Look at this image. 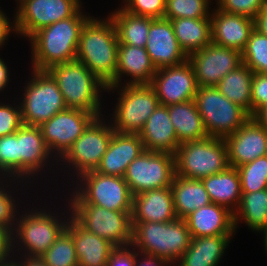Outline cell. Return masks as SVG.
<instances>
[{
  "label": "cell",
  "instance_id": "cell-52",
  "mask_svg": "<svg viewBox=\"0 0 267 266\" xmlns=\"http://www.w3.org/2000/svg\"><path fill=\"white\" fill-rule=\"evenodd\" d=\"M9 70L7 68L6 63L0 58V92L3 91L6 86H8L9 82Z\"/></svg>",
  "mask_w": 267,
  "mask_h": 266
},
{
  "label": "cell",
  "instance_id": "cell-43",
  "mask_svg": "<svg viewBox=\"0 0 267 266\" xmlns=\"http://www.w3.org/2000/svg\"><path fill=\"white\" fill-rule=\"evenodd\" d=\"M215 2L221 11L254 19L262 9L263 0H215Z\"/></svg>",
  "mask_w": 267,
  "mask_h": 266
},
{
  "label": "cell",
  "instance_id": "cell-38",
  "mask_svg": "<svg viewBox=\"0 0 267 266\" xmlns=\"http://www.w3.org/2000/svg\"><path fill=\"white\" fill-rule=\"evenodd\" d=\"M241 55L242 63L254 73L267 74V36L253 30Z\"/></svg>",
  "mask_w": 267,
  "mask_h": 266
},
{
  "label": "cell",
  "instance_id": "cell-30",
  "mask_svg": "<svg viewBox=\"0 0 267 266\" xmlns=\"http://www.w3.org/2000/svg\"><path fill=\"white\" fill-rule=\"evenodd\" d=\"M171 189L177 218L185 219L195 210L212 203L202 180L175 175Z\"/></svg>",
  "mask_w": 267,
  "mask_h": 266
},
{
  "label": "cell",
  "instance_id": "cell-6",
  "mask_svg": "<svg viewBox=\"0 0 267 266\" xmlns=\"http://www.w3.org/2000/svg\"><path fill=\"white\" fill-rule=\"evenodd\" d=\"M68 205H96L111 211H132L133 194L124 177L90 171L79 176ZM80 184V185H79Z\"/></svg>",
  "mask_w": 267,
  "mask_h": 266
},
{
  "label": "cell",
  "instance_id": "cell-13",
  "mask_svg": "<svg viewBox=\"0 0 267 266\" xmlns=\"http://www.w3.org/2000/svg\"><path fill=\"white\" fill-rule=\"evenodd\" d=\"M174 176V154L144 150L129 164L124 180L134 196L147 190L171 187Z\"/></svg>",
  "mask_w": 267,
  "mask_h": 266
},
{
  "label": "cell",
  "instance_id": "cell-19",
  "mask_svg": "<svg viewBox=\"0 0 267 266\" xmlns=\"http://www.w3.org/2000/svg\"><path fill=\"white\" fill-rule=\"evenodd\" d=\"M55 156L51 154L43 139L39 126L23 124L18 129V179L28 183L29 178L35 179L40 170L45 171L48 163ZM50 159V160H49ZM46 165V166H45ZM45 166V167H44ZM44 168V170H43ZM27 178V179H26Z\"/></svg>",
  "mask_w": 267,
  "mask_h": 266
},
{
  "label": "cell",
  "instance_id": "cell-37",
  "mask_svg": "<svg viewBox=\"0 0 267 266\" xmlns=\"http://www.w3.org/2000/svg\"><path fill=\"white\" fill-rule=\"evenodd\" d=\"M241 183V192H257L267 188V155L236 168Z\"/></svg>",
  "mask_w": 267,
  "mask_h": 266
},
{
  "label": "cell",
  "instance_id": "cell-26",
  "mask_svg": "<svg viewBox=\"0 0 267 266\" xmlns=\"http://www.w3.org/2000/svg\"><path fill=\"white\" fill-rule=\"evenodd\" d=\"M70 214L66 229L73 236L78 266H106L115 246L109 241L89 232Z\"/></svg>",
  "mask_w": 267,
  "mask_h": 266
},
{
  "label": "cell",
  "instance_id": "cell-27",
  "mask_svg": "<svg viewBox=\"0 0 267 266\" xmlns=\"http://www.w3.org/2000/svg\"><path fill=\"white\" fill-rule=\"evenodd\" d=\"M139 136L147 151L175 154L180 145L166 105L159 104L145 122Z\"/></svg>",
  "mask_w": 267,
  "mask_h": 266
},
{
  "label": "cell",
  "instance_id": "cell-35",
  "mask_svg": "<svg viewBox=\"0 0 267 266\" xmlns=\"http://www.w3.org/2000/svg\"><path fill=\"white\" fill-rule=\"evenodd\" d=\"M245 221L251 230L262 232L267 226V188L257 192L242 193L234 212L235 229L239 220Z\"/></svg>",
  "mask_w": 267,
  "mask_h": 266
},
{
  "label": "cell",
  "instance_id": "cell-21",
  "mask_svg": "<svg viewBox=\"0 0 267 266\" xmlns=\"http://www.w3.org/2000/svg\"><path fill=\"white\" fill-rule=\"evenodd\" d=\"M212 43L242 52L254 30V20L216 8L210 15Z\"/></svg>",
  "mask_w": 267,
  "mask_h": 266
},
{
  "label": "cell",
  "instance_id": "cell-11",
  "mask_svg": "<svg viewBox=\"0 0 267 266\" xmlns=\"http://www.w3.org/2000/svg\"><path fill=\"white\" fill-rule=\"evenodd\" d=\"M102 118L96 117L58 160L63 162L61 165H66L65 168L73 170L77 178L84 173L95 171L107 151L115 130L112 124H107L105 118Z\"/></svg>",
  "mask_w": 267,
  "mask_h": 266
},
{
  "label": "cell",
  "instance_id": "cell-16",
  "mask_svg": "<svg viewBox=\"0 0 267 266\" xmlns=\"http://www.w3.org/2000/svg\"><path fill=\"white\" fill-rule=\"evenodd\" d=\"M198 87L216 86L230 71L242 64L241 52L211 43L188 56Z\"/></svg>",
  "mask_w": 267,
  "mask_h": 266
},
{
  "label": "cell",
  "instance_id": "cell-3",
  "mask_svg": "<svg viewBox=\"0 0 267 266\" xmlns=\"http://www.w3.org/2000/svg\"><path fill=\"white\" fill-rule=\"evenodd\" d=\"M132 247L176 264L188 249L191 235L185 219L170 222H132ZM174 262V263H173Z\"/></svg>",
  "mask_w": 267,
  "mask_h": 266
},
{
  "label": "cell",
  "instance_id": "cell-55",
  "mask_svg": "<svg viewBox=\"0 0 267 266\" xmlns=\"http://www.w3.org/2000/svg\"><path fill=\"white\" fill-rule=\"evenodd\" d=\"M262 232L264 234V246H265V251H266V254H267V226Z\"/></svg>",
  "mask_w": 267,
  "mask_h": 266
},
{
  "label": "cell",
  "instance_id": "cell-5",
  "mask_svg": "<svg viewBox=\"0 0 267 266\" xmlns=\"http://www.w3.org/2000/svg\"><path fill=\"white\" fill-rule=\"evenodd\" d=\"M35 209L28 213L25 211V214L18 217L15 229L10 235V253H13L10 255H16V251L20 255L23 249L25 252L22 254L25 256L41 257L66 228L70 216L61 218L58 214ZM17 245L21 247L18 248Z\"/></svg>",
  "mask_w": 267,
  "mask_h": 266
},
{
  "label": "cell",
  "instance_id": "cell-12",
  "mask_svg": "<svg viewBox=\"0 0 267 266\" xmlns=\"http://www.w3.org/2000/svg\"><path fill=\"white\" fill-rule=\"evenodd\" d=\"M68 208L81 226L115 247L132 243V211H111L96 205H69Z\"/></svg>",
  "mask_w": 267,
  "mask_h": 266
},
{
  "label": "cell",
  "instance_id": "cell-10",
  "mask_svg": "<svg viewBox=\"0 0 267 266\" xmlns=\"http://www.w3.org/2000/svg\"><path fill=\"white\" fill-rule=\"evenodd\" d=\"M121 87L122 85L107 87V91H121L111 118L113 129L119 133L139 134L145 122L159 106V99L150 85L124 83Z\"/></svg>",
  "mask_w": 267,
  "mask_h": 266
},
{
  "label": "cell",
  "instance_id": "cell-40",
  "mask_svg": "<svg viewBox=\"0 0 267 266\" xmlns=\"http://www.w3.org/2000/svg\"><path fill=\"white\" fill-rule=\"evenodd\" d=\"M0 175L18 180V130L0 137Z\"/></svg>",
  "mask_w": 267,
  "mask_h": 266
},
{
  "label": "cell",
  "instance_id": "cell-36",
  "mask_svg": "<svg viewBox=\"0 0 267 266\" xmlns=\"http://www.w3.org/2000/svg\"><path fill=\"white\" fill-rule=\"evenodd\" d=\"M41 258L47 266H78L71 233L65 228Z\"/></svg>",
  "mask_w": 267,
  "mask_h": 266
},
{
  "label": "cell",
  "instance_id": "cell-18",
  "mask_svg": "<svg viewBox=\"0 0 267 266\" xmlns=\"http://www.w3.org/2000/svg\"><path fill=\"white\" fill-rule=\"evenodd\" d=\"M230 167L237 168L267 155V129L250 117L236 132L224 138Z\"/></svg>",
  "mask_w": 267,
  "mask_h": 266
},
{
  "label": "cell",
  "instance_id": "cell-32",
  "mask_svg": "<svg viewBox=\"0 0 267 266\" xmlns=\"http://www.w3.org/2000/svg\"><path fill=\"white\" fill-rule=\"evenodd\" d=\"M170 21L176 39L187 56L212 43L210 18H175Z\"/></svg>",
  "mask_w": 267,
  "mask_h": 266
},
{
  "label": "cell",
  "instance_id": "cell-48",
  "mask_svg": "<svg viewBox=\"0 0 267 266\" xmlns=\"http://www.w3.org/2000/svg\"><path fill=\"white\" fill-rule=\"evenodd\" d=\"M253 20L254 30L262 35L267 36V0H263L262 9Z\"/></svg>",
  "mask_w": 267,
  "mask_h": 266
},
{
  "label": "cell",
  "instance_id": "cell-39",
  "mask_svg": "<svg viewBox=\"0 0 267 266\" xmlns=\"http://www.w3.org/2000/svg\"><path fill=\"white\" fill-rule=\"evenodd\" d=\"M210 0H166L164 19L210 18ZM209 11V12H208Z\"/></svg>",
  "mask_w": 267,
  "mask_h": 266
},
{
  "label": "cell",
  "instance_id": "cell-33",
  "mask_svg": "<svg viewBox=\"0 0 267 266\" xmlns=\"http://www.w3.org/2000/svg\"><path fill=\"white\" fill-rule=\"evenodd\" d=\"M254 72L242 63L227 73L215 86L231 102L239 105L252 117L251 86Z\"/></svg>",
  "mask_w": 267,
  "mask_h": 266
},
{
  "label": "cell",
  "instance_id": "cell-45",
  "mask_svg": "<svg viewBox=\"0 0 267 266\" xmlns=\"http://www.w3.org/2000/svg\"><path fill=\"white\" fill-rule=\"evenodd\" d=\"M252 116L267 105V74L254 73L251 86Z\"/></svg>",
  "mask_w": 267,
  "mask_h": 266
},
{
  "label": "cell",
  "instance_id": "cell-50",
  "mask_svg": "<svg viewBox=\"0 0 267 266\" xmlns=\"http://www.w3.org/2000/svg\"><path fill=\"white\" fill-rule=\"evenodd\" d=\"M10 235L0 228V264L10 256Z\"/></svg>",
  "mask_w": 267,
  "mask_h": 266
},
{
  "label": "cell",
  "instance_id": "cell-1",
  "mask_svg": "<svg viewBox=\"0 0 267 266\" xmlns=\"http://www.w3.org/2000/svg\"><path fill=\"white\" fill-rule=\"evenodd\" d=\"M81 10L67 19L41 28L29 38L32 69L46 71L51 66L76 60L82 26L91 17Z\"/></svg>",
  "mask_w": 267,
  "mask_h": 266
},
{
  "label": "cell",
  "instance_id": "cell-20",
  "mask_svg": "<svg viewBox=\"0 0 267 266\" xmlns=\"http://www.w3.org/2000/svg\"><path fill=\"white\" fill-rule=\"evenodd\" d=\"M147 39L145 49L157 70L181 64L188 59L180 47L172 23L168 19H154L150 25Z\"/></svg>",
  "mask_w": 267,
  "mask_h": 266
},
{
  "label": "cell",
  "instance_id": "cell-23",
  "mask_svg": "<svg viewBox=\"0 0 267 266\" xmlns=\"http://www.w3.org/2000/svg\"><path fill=\"white\" fill-rule=\"evenodd\" d=\"M156 71L145 47L119 44L116 76L107 87L120 85L124 74L131 77L126 85H150Z\"/></svg>",
  "mask_w": 267,
  "mask_h": 266
},
{
  "label": "cell",
  "instance_id": "cell-22",
  "mask_svg": "<svg viewBox=\"0 0 267 266\" xmlns=\"http://www.w3.org/2000/svg\"><path fill=\"white\" fill-rule=\"evenodd\" d=\"M139 134L114 131L96 172L124 177L129 164L144 151Z\"/></svg>",
  "mask_w": 267,
  "mask_h": 266
},
{
  "label": "cell",
  "instance_id": "cell-54",
  "mask_svg": "<svg viewBox=\"0 0 267 266\" xmlns=\"http://www.w3.org/2000/svg\"><path fill=\"white\" fill-rule=\"evenodd\" d=\"M8 259L0 264V266H19V264L14 260V255H10ZM13 257V258H12ZM11 258V259H10Z\"/></svg>",
  "mask_w": 267,
  "mask_h": 266
},
{
  "label": "cell",
  "instance_id": "cell-53",
  "mask_svg": "<svg viewBox=\"0 0 267 266\" xmlns=\"http://www.w3.org/2000/svg\"><path fill=\"white\" fill-rule=\"evenodd\" d=\"M261 126L267 129V105L260 108L253 116H252Z\"/></svg>",
  "mask_w": 267,
  "mask_h": 266
},
{
  "label": "cell",
  "instance_id": "cell-47",
  "mask_svg": "<svg viewBox=\"0 0 267 266\" xmlns=\"http://www.w3.org/2000/svg\"><path fill=\"white\" fill-rule=\"evenodd\" d=\"M9 20L5 12L0 8V48L7 42L8 36L12 31L17 33L15 21L12 24Z\"/></svg>",
  "mask_w": 267,
  "mask_h": 266
},
{
  "label": "cell",
  "instance_id": "cell-15",
  "mask_svg": "<svg viewBox=\"0 0 267 266\" xmlns=\"http://www.w3.org/2000/svg\"><path fill=\"white\" fill-rule=\"evenodd\" d=\"M95 118L96 116L93 113L67 108L39 126L45 144L50 152L54 154L56 162Z\"/></svg>",
  "mask_w": 267,
  "mask_h": 266
},
{
  "label": "cell",
  "instance_id": "cell-41",
  "mask_svg": "<svg viewBox=\"0 0 267 266\" xmlns=\"http://www.w3.org/2000/svg\"><path fill=\"white\" fill-rule=\"evenodd\" d=\"M9 180V181H8ZM13 183H12V181ZM4 181L7 183L6 185H4ZM3 182V183H2ZM12 184H16L20 185L21 182L23 183V181L21 180H17L16 179H9V178H5V180L1 181L0 178V228L3 229L5 232H7L9 235H11L15 229L16 226V222L17 221V217L16 215H18L15 212H18L19 210H17V204L16 203V198H14L12 195L13 193L10 191H8L5 187H9L8 184L9 183ZM15 182V183H14ZM20 183V184H18ZM3 185V187H2ZM13 225V226H12Z\"/></svg>",
  "mask_w": 267,
  "mask_h": 266
},
{
  "label": "cell",
  "instance_id": "cell-9",
  "mask_svg": "<svg viewBox=\"0 0 267 266\" xmlns=\"http://www.w3.org/2000/svg\"><path fill=\"white\" fill-rule=\"evenodd\" d=\"M32 75L19 105L23 124L40 126L67 107L57 82L47 71L33 69Z\"/></svg>",
  "mask_w": 267,
  "mask_h": 266
},
{
  "label": "cell",
  "instance_id": "cell-2",
  "mask_svg": "<svg viewBox=\"0 0 267 266\" xmlns=\"http://www.w3.org/2000/svg\"><path fill=\"white\" fill-rule=\"evenodd\" d=\"M92 17L82 26L76 60L108 86L116 76L119 45L117 31L110 17L106 20Z\"/></svg>",
  "mask_w": 267,
  "mask_h": 266
},
{
  "label": "cell",
  "instance_id": "cell-46",
  "mask_svg": "<svg viewBox=\"0 0 267 266\" xmlns=\"http://www.w3.org/2000/svg\"><path fill=\"white\" fill-rule=\"evenodd\" d=\"M132 245L115 247L108 258L106 266H135L136 248Z\"/></svg>",
  "mask_w": 267,
  "mask_h": 266
},
{
  "label": "cell",
  "instance_id": "cell-44",
  "mask_svg": "<svg viewBox=\"0 0 267 266\" xmlns=\"http://www.w3.org/2000/svg\"><path fill=\"white\" fill-rule=\"evenodd\" d=\"M22 125L20 106L0 103V137L16 133Z\"/></svg>",
  "mask_w": 267,
  "mask_h": 266
},
{
  "label": "cell",
  "instance_id": "cell-28",
  "mask_svg": "<svg viewBox=\"0 0 267 266\" xmlns=\"http://www.w3.org/2000/svg\"><path fill=\"white\" fill-rule=\"evenodd\" d=\"M232 235L191 238L185 253L176 262L178 266H217L226 252Z\"/></svg>",
  "mask_w": 267,
  "mask_h": 266
},
{
  "label": "cell",
  "instance_id": "cell-17",
  "mask_svg": "<svg viewBox=\"0 0 267 266\" xmlns=\"http://www.w3.org/2000/svg\"><path fill=\"white\" fill-rule=\"evenodd\" d=\"M150 86L161 105H173L193 100L198 84L194 69L187 59L181 64L158 69Z\"/></svg>",
  "mask_w": 267,
  "mask_h": 266
},
{
  "label": "cell",
  "instance_id": "cell-8",
  "mask_svg": "<svg viewBox=\"0 0 267 266\" xmlns=\"http://www.w3.org/2000/svg\"><path fill=\"white\" fill-rule=\"evenodd\" d=\"M194 101L206 132L212 137L225 138L233 134L251 117L215 86L198 87Z\"/></svg>",
  "mask_w": 267,
  "mask_h": 266
},
{
  "label": "cell",
  "instance_id": "cell-31",
  "mask_svg": "<svg viewBox=\"0 0 267 266\" xmlns=\"http://www.w3.org/2000/svg\"><path fill=\"white\" fill-rule=\"evenodd\" d=\"M167 107L179 144L201 140L209 136L194 99Z\"/></svg>",
  "mask_w": 267,
  "mask_h": 266
},
{
  "label": "cell",
  "instance_id": "cell-34",
  "mask_svg": "<svg viewBox=\"0 0 267 266\" xmlns=\"http://www.w3.org/2000/svg\"><path fill=\"white\" fill-rule=\"evenodd\" d=\"M108 16L114 22L119 44L146 46L153 18L131 14L122 7Z\"/></svg>",
  "mask_w": 267,
  "mask_h": 266
},
{
  "label": "cell",
  "instance_id": "cell-49",
  "mask_svg": "<svg viewBox=\"0 0 267 266\" xmlns=\"http://www.w3.org/2000/svg\"><path fill=\"white\" fill-rule=\"evenodd\" d=\"M143 256V257H141ZM138 257H141L142 259H137ZM170 266V264L160 257L152 256V255H146L141 254L138 251H136V263L135 266Z\"/></svg>",
  "mask_w": 267,
  "mask_h": 266
},
{
  "label": "cell",
  "instance_id": "cell-14",
  "mask_svg": "<svg viewBox=\"0 0 267 266\" xmlns=\"http://www.w3.org/2000/svg\"><path fill=\"white\" fill-rule=\"evenodd\" d=\"M14 16L17 34L30 38L43 27L73 16L80 0H22Z\"/></svg>",
  "mask_w": 267,
  "mask_h": 266
},
{
  "label": "cell",
  "instance_id": "cell-25",
  "mask_svg": "<svg viewBox=\"0 0 267 266\" xmlns=\"http://www.w3.org/2000/svg\"><path fill=\"white\" fill-rule=\"evenodd\" d=\"M185 221L192 238L233 235L236 231L234 213L228 208L215 203L195 210L185 218Z\"/></svg>",
  "mask_w": 267,
  "mask_h": 266
},
{
  "label": "cell",
  "instance_id": "cell-42",
  "mask_svg": "<svg viewBox=\"0 0 267 266\" xmlns=\"http://www.w3.org/2000/svg\"><path fill=\"white\" fill-rule=\"evenodd\" d=\"M122 8L134 15L153 19L163 18L166 10V0H123Z\"/></svg>",
  "mask_w": 267,
  "mask_h": 266
},
{
  "label": "cell",
  "instance_id": "cell-24",
  "mask_svg": "<svg viewBox=\"0 0 267 266\" xmlns=\"http://www.w3.org/2000/svg\"><path fill=\"white\" fill-rule=\"evenodd\" d=\"M131 217L132 222H170L176 219L171 187L134 195Z\"/></svg>",
  "mask_w": 267,
  "mask_h": 266
},
{
  "label": "cell",
  "instance_id": "cell-51",
  "mask_svg": "<svg viewBox=\"0 0 267 266\" xmlns=\"http://www.w3.org/2000/svg\"><path fill=\"white\" fill-rule=\"evenodd\" d=\"M18 258L20 261H18L16 258L14 260L19 264V266H47L41 257H30L23 255L21 258L18 256Z\"/></svg>",
  "mask_w": 267,
  "mask_h": 266
},
{
  "label": "cell",
  "instance_id": "cell-29",
  "mask_svg": "<svg viewBox=\"0 0 267 266\" xmlns=\"http://www.w3.org/2000/svg\"><path fill=\"white\" fill-rule=\"evenodd\" d=\"M212 203L224 206L235 212L241 201L240 176L236 168L201 179Z\"/></svg>",
  "mask_w": 267,
  "mask_h": 266
},
{
  "label": "cell",
  "instance_id": "cell-4",
  "mask_svg": "<svg viewBox=\"0 0 267 266\" xmlns=\"http://www.w3.org/2000/svg\"><path fill=\"white\" fill-rule=\"evenodd\" d=\"M46 71L57 82L67 108L84 110L96 117L103 116L100 91H106L107 86L83 63L74 60L51 66Z\"/></svg>",
  "mask_w": 267,
  "mask_h": 266
},
{
  "label": "cell",
  "instance_id": "cell-7",
  "mask_svg": "<svg viewBox=\"0 0 267 266\" xmlns=\"http://www.w3.org/2000/svg\"><path fill=\"white\" fill-rule=\"evenodd\" d=\"M175 156V175L201 180L230 167L224 138H207L180 144Z\"/></svg>",
  "mask_w": 267,
  "mask_h": 266
}]
</instances>
